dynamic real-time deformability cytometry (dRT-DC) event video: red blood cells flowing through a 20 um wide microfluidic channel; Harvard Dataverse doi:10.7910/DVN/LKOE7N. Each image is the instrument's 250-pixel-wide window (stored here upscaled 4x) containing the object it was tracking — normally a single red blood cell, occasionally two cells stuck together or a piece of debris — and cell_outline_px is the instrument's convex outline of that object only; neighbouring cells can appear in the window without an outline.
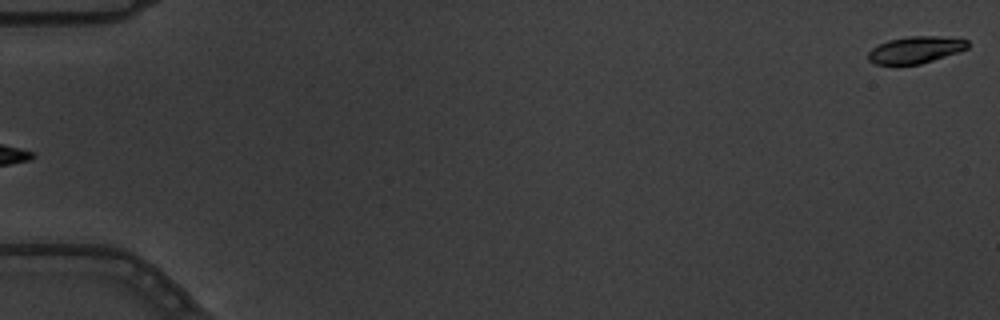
{"species": "common noctule bat (a hibernating species)", "species_latin": "Nyctalus noctula", "temperature_condition": "warm", "stored_images_in_passage": 7, "camera_frame_rate_fps": 3000, "um_per_image_px": 0.085, "animal": {"sex": "male", "body_mass_g": 19.5, "forearm_length_mm": 54.6}, "frame": {"image": 1, "passage_image": 1, "time_ms": 0.0, "image_size_px": [1000, 320], "cell_outline_px": [[968, 48], [920, 64], [876, 64], [868, 60], [868, 52], [872, 48], [888, 40], [908, 36], [936, 36], [968, 40]], "centroid_in_image_um": [77.78, 4.23], "position_along_channel_um": 7.2, "area_um2": 15.26}}